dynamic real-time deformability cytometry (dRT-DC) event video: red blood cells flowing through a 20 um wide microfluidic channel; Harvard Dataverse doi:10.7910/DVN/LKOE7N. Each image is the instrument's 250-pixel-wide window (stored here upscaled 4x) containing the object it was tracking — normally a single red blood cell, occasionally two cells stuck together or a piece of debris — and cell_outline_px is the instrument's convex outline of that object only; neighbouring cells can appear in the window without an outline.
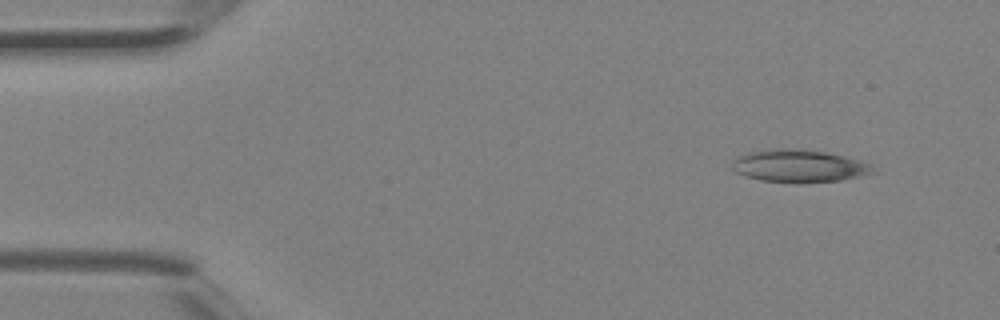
{"species": "Egyptian fruit bat (a non-hibernating species)", "species_latin": "Rousettus aegyptiacus", "temperature_condition": "room temperature", "stored_images_in_passage": 4, "camera_frame_rate_fps": 3000, "um_per_image_px": 0.085, "animal": {"sex": "female"}, "frame": {"image": 1, "passage_image": 1, "time_ms": 0.0, "image_size_px": [1000, 320], "cell_outline_px": [[876, 172], [860, 176], [840, 180], [800, 184], [796, 184], [760, 180], [744, 176], [736, 172], [732, 168], [732, 160], [736, 156], [748, 152], [768, 148], [784, 148], [824, 152], [856, 160], [868, 164]], "centroid_in_image_um": [67.81, 14.13], "position_along_channel_um": 17.2, "area_um2": 26.76}}